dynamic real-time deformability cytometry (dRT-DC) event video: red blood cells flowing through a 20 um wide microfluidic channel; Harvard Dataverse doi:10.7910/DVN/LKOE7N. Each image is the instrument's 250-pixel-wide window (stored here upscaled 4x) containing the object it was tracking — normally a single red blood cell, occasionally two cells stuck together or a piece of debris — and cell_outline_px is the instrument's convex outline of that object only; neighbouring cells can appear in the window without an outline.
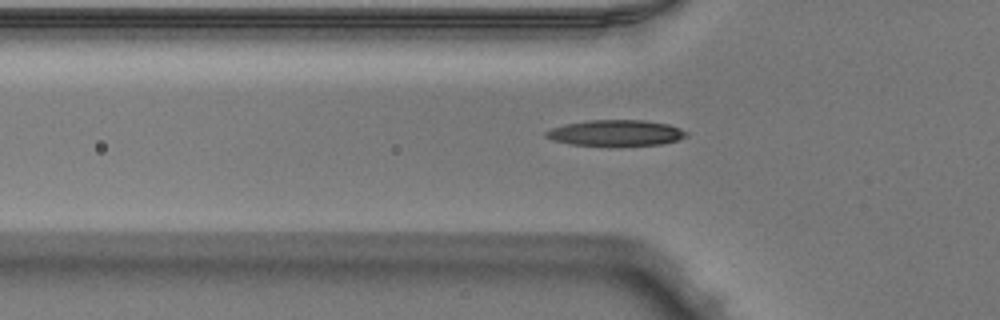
{"species": "Egyptian fruit bat (a non-hibernating species)", "species_latin": "Rousettus aegyptiacus", "temperature_condition": "warm", "stored_images_in_passage": 38, "camera_frame_rate_fps": 3000, "um_per_image_px": 0.085, "animal": {"sex": "male"}, "frame": {"image": 1, "passage_image": 7, "time_ms": 2.0, "image_size_px": [1000, 320], "cell_outline_px": [[688, 136], [676, 140], [660, 144], [620, 148], [568, 144], [552, 140], [544, 136], [544, 132], [552, 128], [564, 124], [588, 120], [644, 120], [668, 124], [680, 128], [688, 132]], "centroid_in_image_um": [52.32, 11.33], "position_along_channel_um": 73.5, "area_um2": 22.08}}
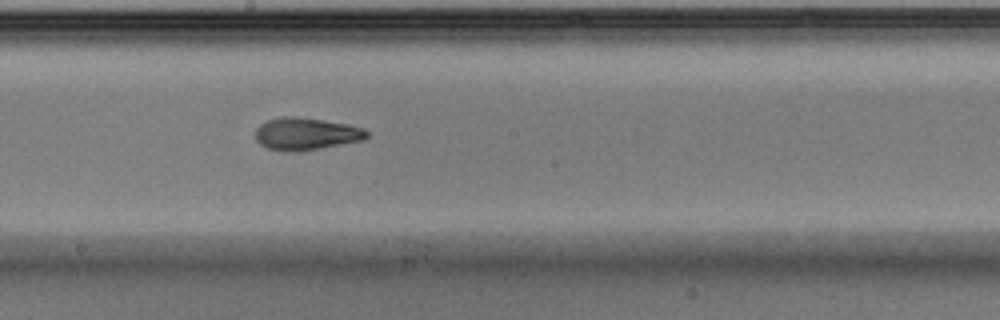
{"frame": {"image": 2, "passage_image": 18, "time_ms": 5.667, "image_size_px": [1000, 320], "cell_outline_px": [[368, 136], [364, 140], [300, 152], [288, 152], [268, 148], [260, 144], [256, 140], [256, 128], [260, 124], [268, 120], [284, 116], [296, 116], [324, 120], [348, 124], [364, 128], [368, 132]], "centroid_in_image_um": [26.03, 11.38], "position_along_channel_um": 222.2, "area_um2": 21.15}}
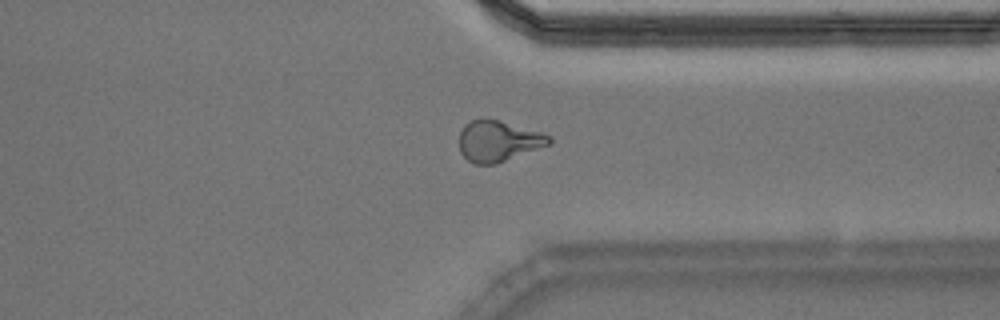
{"frame": {"image": 3, "passage_image": 29, "time_ms": 9.333, "image_size_px": [1000, 320], "cell_outline_px": [[552, 144], [496, 164], [472, 164], [460, 152], [460, 132], [464, 124], [472, 120], [496, 120], [540, 132], [552, 136]], "centroid_in_image_um": [42.37, 12.02], "position_along_channel_um": 369.0, "area_um2": 21.21}}